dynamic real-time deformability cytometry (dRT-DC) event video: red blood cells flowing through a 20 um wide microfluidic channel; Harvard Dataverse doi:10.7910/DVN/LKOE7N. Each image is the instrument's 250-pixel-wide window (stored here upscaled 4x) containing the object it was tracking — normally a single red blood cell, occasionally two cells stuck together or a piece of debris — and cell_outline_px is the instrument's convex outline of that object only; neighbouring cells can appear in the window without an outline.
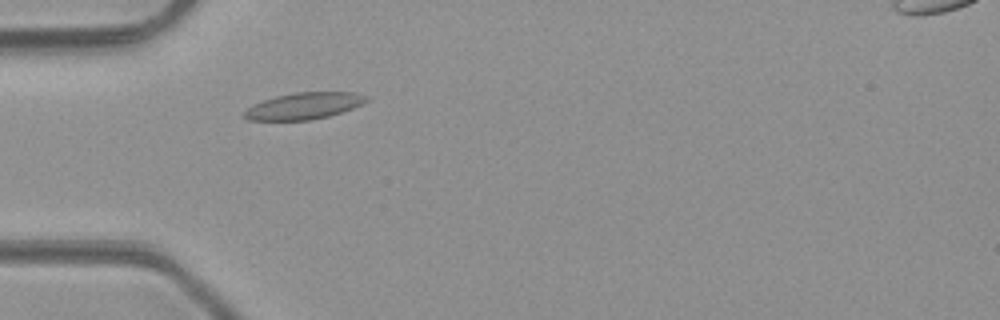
{"species": "common noctule bat (a hibernating species)", "species_latin": "Nyctalus noctula", "temperature_condition": "room temperature", "stored_images_in_passage": 1, "camera_frame_rate_fps": 3000, "um_per_image_px": 0.085, "animal": {"sex": "male", "body_mass_g": 23.1, "forearm_length_mm": 52.7}, "frame": {"image": 1, "passage_image": 1, "time_ms": 0.0, "image_size_px": [1000, 320], "cell_outline_px": [[368, 100], [352, 108], [328, 116], [312, 120], [248, 120], [240, 116], [248, 108], [264, 100], [276, 96], [296, 92], [356, 92], [368, 96]], "centroid_in_image_um": [25.82, 9.0], "position_along_channel_um": 59.2, "area_um2": 18.79}}